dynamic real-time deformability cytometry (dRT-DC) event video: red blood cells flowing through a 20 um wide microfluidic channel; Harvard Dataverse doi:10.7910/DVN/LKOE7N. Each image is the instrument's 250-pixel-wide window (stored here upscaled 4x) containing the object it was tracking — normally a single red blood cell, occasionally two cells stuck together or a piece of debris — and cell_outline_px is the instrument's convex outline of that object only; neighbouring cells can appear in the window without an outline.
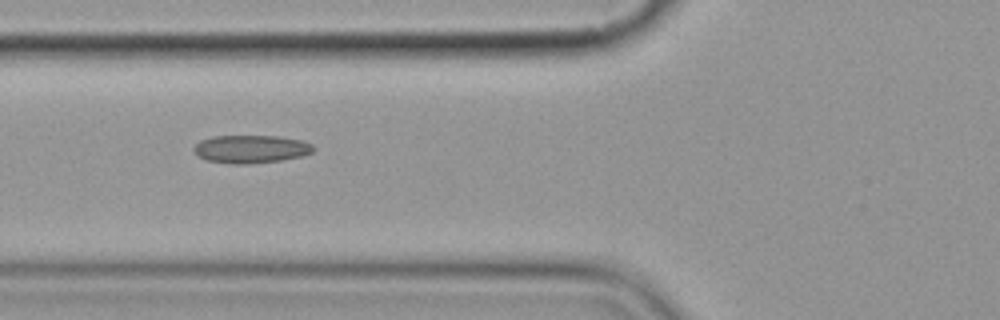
{"species": "common noctule bat (a hibernating species)", "species_latin": "Nyctalus noctula", "temperature_condition": "cold", "stored_images_in_passage": 5, "camera_frame_rate_fps": 3000, "um_per_image_px": 0.085, "animal": {"sex": "female", "body_mass_g": 19.9}, "frame": {"image": 1, "passage_image": 4, "time_ms": 3.667, "image_size_px": [1000, 320], "cell_outline_px": [[316, 148], [312, 152], [304, 156], [280, 160], [248, 164], [232, 164], [208, 160], [196, 156], [192, 152], [192, 148], [200, 140], [212, 136], [280, 136], [304, 140], [312, 144]], "centroid_in_image_um": [21.33, 12.66], "position_along_channel_um": 104.5, "area_um2": 19.83}}
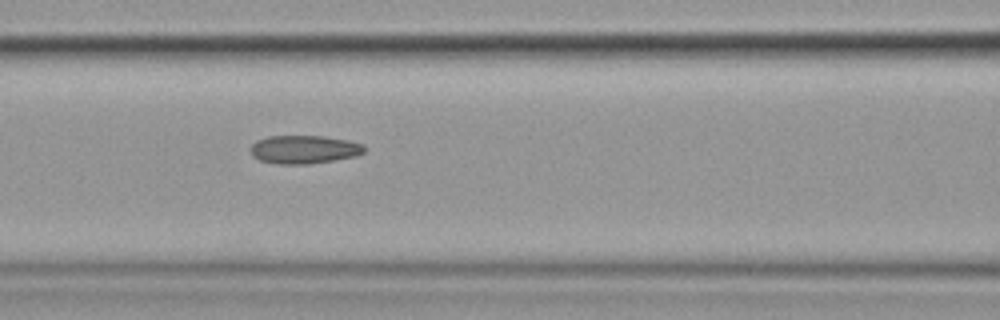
{"frame": {"image": 2, "passage_image": 5, "time_ms": 4.667, "image_size_px": [1000, 320], "cell_outline_px": [[364, 152], [356, 156], [308, 164], [276, 164], [260, 160], [252, 156], [252, 144], [256, 140], [268, 136], [324, 136], [348, 140], [364, 144]], "centroid_in_image_um": [25.84, 12.7], "position_along_channel_um": 140.8, "area_um2": 18.73}}